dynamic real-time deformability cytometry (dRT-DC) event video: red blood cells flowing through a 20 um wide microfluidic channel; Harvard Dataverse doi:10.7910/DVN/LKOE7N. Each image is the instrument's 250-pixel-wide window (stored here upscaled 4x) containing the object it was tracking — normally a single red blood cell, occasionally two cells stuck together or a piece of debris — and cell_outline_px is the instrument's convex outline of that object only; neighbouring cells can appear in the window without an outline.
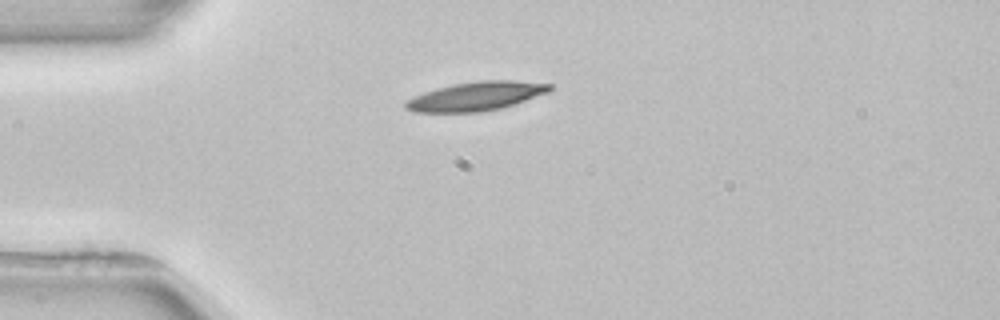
{"species": "common noctule bat (a hibernating species)", "species_latin": "Nyctalus noctula", "temperature_condition": "room temperature", "stored_images_in_passage": 2, "camera_frame_rate_fps": 3000, "um_per_image_px": 0.085, "animal": {"sex": "female", "body_mass_g": 22.7, "forearm_length_mm": 54.2}, "frame": {"image": 1, "passage_image": 1, "time_ms": 0.0, "image_size_px": [1000, 320], "cell_outline_px": [[552, 88], [548, 92], [516, 104], [484, 112], [412, 112], [404, 108], [404, 100], [424, 92], [436, 88], [452, 84], [480, 80], [512, 80], [552, 84]], "centroid_in_image_um": [40.43, 8.18], "position_along_channel_um": 44.6, "area_um2": 24.45}}